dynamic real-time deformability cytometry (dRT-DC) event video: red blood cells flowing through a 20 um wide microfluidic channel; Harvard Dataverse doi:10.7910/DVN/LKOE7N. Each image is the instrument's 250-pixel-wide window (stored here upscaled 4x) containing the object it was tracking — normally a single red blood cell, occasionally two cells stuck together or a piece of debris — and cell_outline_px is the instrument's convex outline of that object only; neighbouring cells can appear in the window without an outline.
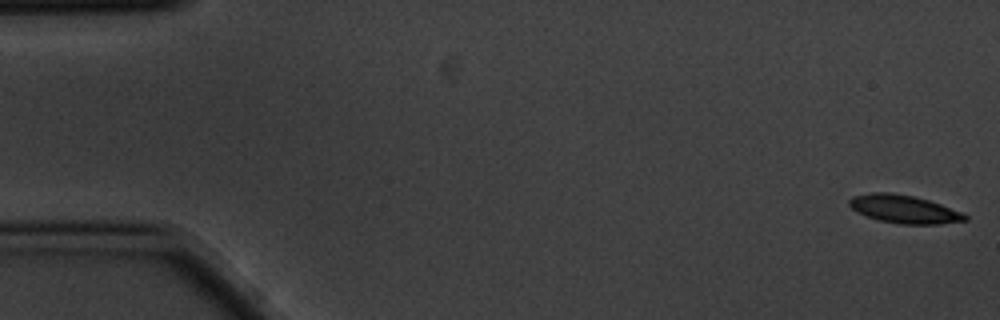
{"species": "common noctule bat (a hibernating species)", "species_latin": "Nyctalus noctula", "temperature_condition": "cold", "stored_images_in_passage": 4, "camera_frame_rate_fps": 3000, "um_per_image_px": 0.085, "animal": {"sex": "male", "body_mass_g": 20.1, "forearm_length_mm": 53.5}, "frame": {"image": 1, "passage_image": 1, "time_ms": 0.0, "image_size_px": [1000, 320], "cell_outline_px": [[968, 220], [940, 224], [900, 224], [880, 220], [856, 212], [848, 204], [848, 200], [852, 196], [872, 192], [892, 192], [912, 196], [928, 200], [964, 212], [968, 216]], "centroid_in_image_um": [76.86, 17.77], "position_along_channel_um": 8.1, "area_um2": 19.02}}